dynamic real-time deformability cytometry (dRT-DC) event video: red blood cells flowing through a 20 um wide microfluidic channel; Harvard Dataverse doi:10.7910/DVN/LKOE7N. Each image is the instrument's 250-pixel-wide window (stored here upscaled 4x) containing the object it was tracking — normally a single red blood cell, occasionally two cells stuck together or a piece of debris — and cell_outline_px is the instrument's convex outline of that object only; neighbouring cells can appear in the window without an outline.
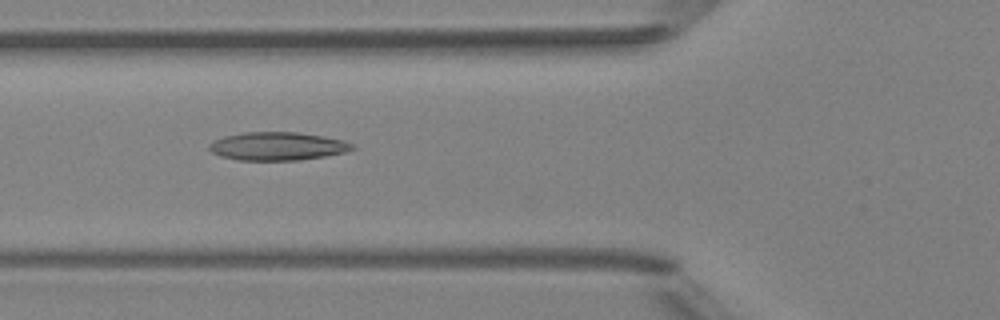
{"species": "Egyptian fruit bat (a non-hibernating species)", "species_latin": "Rousettus aegyptiacus", "temperature_condition": "room temperature", "stored_images_in_passage": 5, "camera_frame_rate_fps": 3000, "um_per_image_px": 0.085, "animal": {"sex": "female"}, "frame": {"image": 1, "passage_image": 3, "time_ms": 2.333, "image_size_px": [1000, 320], "cell_outline_px": [[356, 148], [344, 152], [324, 156], [296, 160], [236, 160], [220, 156], [212, 152], [208, 148], [208, 144], [212, 140], [224, 136], [244, 132], [300, 132], [324, 136], [344, 140], [352, 144]], "centroid_in_image_um": [23.55, 12.42], "position_along_channel_um": 102.3, "area_um2": 23.64}}
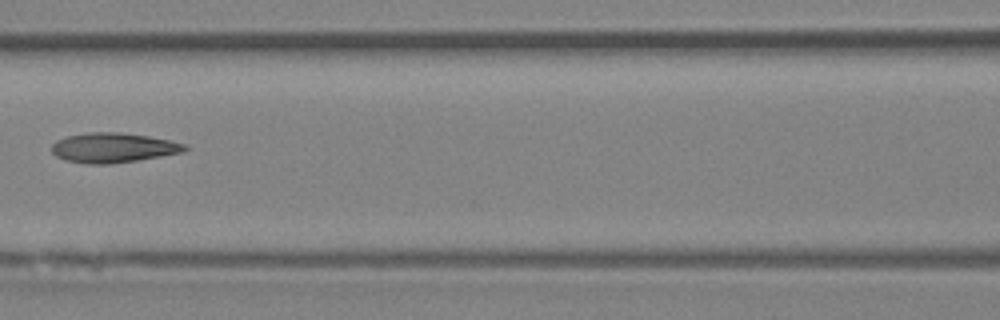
{"frame": {"image": 2, "passage_image": 4, "time_ms": 3.667, "image_size_px": [1000, 320], "cell_outline_px": [[188, 148], [184, 152], [112, 164], [84, 164], [68, 160], [56, 156], [52, 152], [52, 144], [56, 140], [68, 136], [88, 132], [120, 132], [148, 136], [188, 144]], "centroid_in_image_um": [9.63, 12.55], "position_along_channel_um": 157.0, "area_um2": 23.06}}
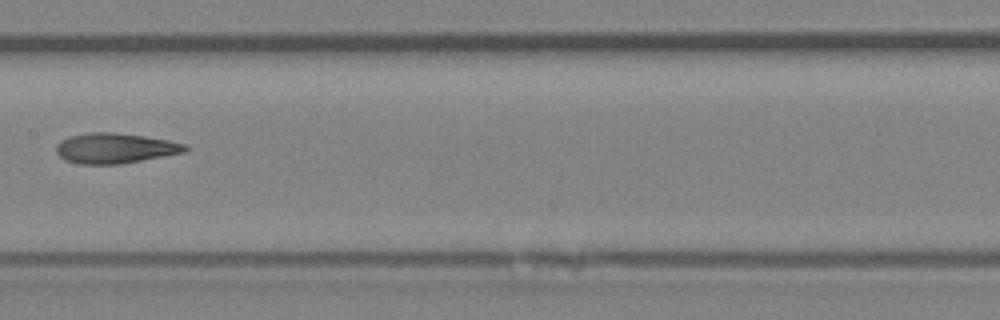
{"frame": {"image": 3, "passage_image": 5, "time_ms": 4.667, "image_size_px": [1000, 320], "cell_outline_px": [[192, 148], [184, 152], [120, 164], [80, 164], [64, 160], [56, 152], [56, 144], [60, 140], [68, 136], [92, 132], [112, 132], [144, 136], [168, 140], [184, 144]], "centroid_in_image_um": [9.75, 12.59], "position_along_channel_um": 197.7, "area_um2": 22.72}}